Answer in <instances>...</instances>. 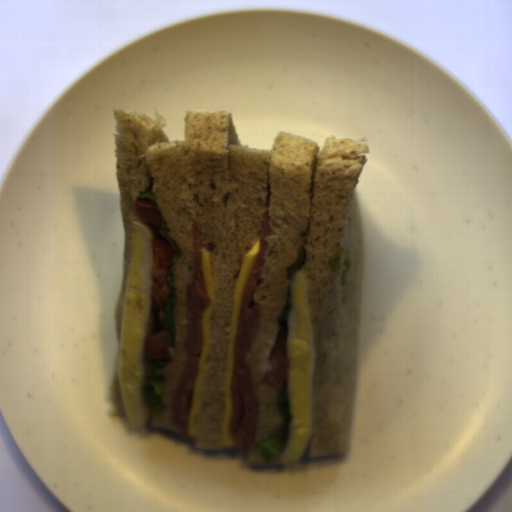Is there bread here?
Returning a JSON list of instances; mask_svg holds the SVG:
<instances>
[{
  "label": "bread",
  "instance_id": "obj_1",
  "mask_svg": "<svg viewBox=\"0 0 512 512\" xmlns=\"http://www.w3.org/2000/svg\"><path fill=\"white\" fill-rule=\"evenodd\" d=\"M113 110L115 174L124 231L123 274L113 324L120 342L131 256V219L139 190L151 188L181 250L172 266L178 299L176 345L163 367L167 380L162 412L149 411L145 426L175 436L170 412L173 388L185 362L187 290L193 283L196 222L209 252L215 294L210 349L201 405L195 416L196 450L228 451L222 443L225 411L223 377L239 268L261 236L263 215L271 214V235L263 272L253 293L263 312L256 340L245 353L259 400L255 444L276 433L277 387L263 371L275 346L276 320L287 302L286 267L306 248L307 290L314 336L313 432L309 458H344L352 445L358 387L361 317L366 273V228L355 188L369 160V143L350 137L315 140L287 131L275 134L271 150L240 139L233 113L188 109L184 139L170 140L168 120Z\"/></svg>",
  "mask_w": 512,
  "mask_h": 512
},
{
  "label": "bread",
  "instance_id": "obj_3",
  "mask_svg": "<svg viewBox=\"0 0 512 512\" xmlns=\"http://www.w3.org/2000/svg\"><path fill=\"white\" fill-rule=\"evenodd\" d=\"M245 456L247 466L256 469H282L287 464L281 456L275 459L272 464H266L261 456L251 450L247 451Z\"/></svg>",
  "mask_w": 512,
  "mask_h": 512
},
{
  "label": "bread",
  "instance_id": "obj_2",
  "mask_svg": "<svg viewBox=\"0 0 512 512\" xmlns=\"http://www.w3.org/2000/svg\"><path fill=\"white\" fill-rule=\"evenodd\" d=\"M110 402L111 405L107 410V416L119 419H127L124 407L121 402L120 386L117 374L114 373L110 384Z\"/></svg>",
  "mask_w": 512,
  "mask_h": 512
}]
</instances>
